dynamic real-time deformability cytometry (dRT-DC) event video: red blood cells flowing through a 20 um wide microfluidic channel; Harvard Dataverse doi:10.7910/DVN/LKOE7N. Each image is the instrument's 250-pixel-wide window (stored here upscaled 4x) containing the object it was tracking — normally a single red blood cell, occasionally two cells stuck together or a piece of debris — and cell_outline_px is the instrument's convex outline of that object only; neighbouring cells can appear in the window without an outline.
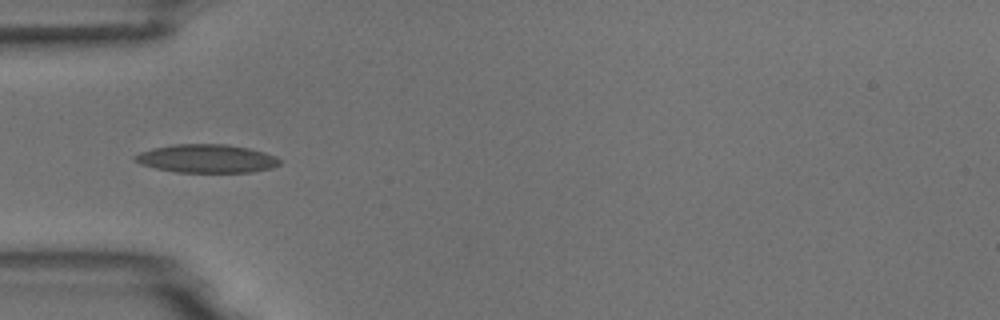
{"species": "common noctule bat (a hibernating species)", "species_latin": "Nyctalus noctula", "temperature_condition": "room temperature", "stored_images_in_passage": 5, "camera_frame_rate_fps": 3000, "um_per_image_px": 0.085, "animal": {"sex": "male", "body_mass_g": 18.8}, "frame": {"image": 1, "passage_image": 5, "time_ms": 5.333, "image_size_px": [1000, 320], "cell_outline_px": [[280, 164], [268, 168], [252, 172], [176, 172], [156, 168], [140, 164], [132, 160], [132, 156], [140, 152], [152, 148], [172, 144], [224, 144], [248, 148], [264, 152], [276, 156], [280, 160]], "centroid_in_image_um": [17.51, 13.47], "position_along_channel_um": 67.5, "area_um2": 23.93}}